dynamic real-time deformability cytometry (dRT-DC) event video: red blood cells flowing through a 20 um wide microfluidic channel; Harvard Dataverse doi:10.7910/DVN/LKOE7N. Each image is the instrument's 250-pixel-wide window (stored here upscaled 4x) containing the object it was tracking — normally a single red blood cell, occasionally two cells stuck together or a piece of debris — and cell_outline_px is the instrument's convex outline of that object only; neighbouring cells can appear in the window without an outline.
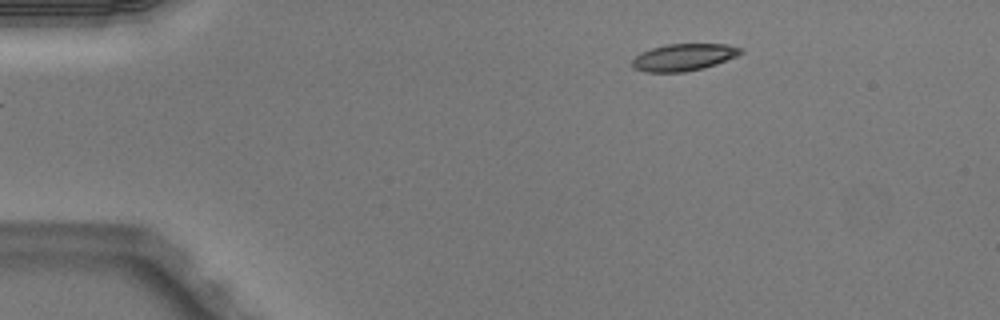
{"species": "Egyptian fruit bat (a non-hibernating species)", "species_latin": "Rousettus aegyptiacus", "temperature_condition": "warm", "stored_images_in_passage": 43, "camera_frame_rate_fps": 3000, "um_per_image_px": 0.085, "animal": {"sex": "male"}, "frame": {"image": 1, "passage_image": 1, "time_ms": 0.0, "image_size_px": [1000, 320], "cell_outline_px": [[744, 52], [736, 56], [716, 64], [704, 68], [684, 72], [644, 72], [632, 68], [632, 60], [640, 52], [652, 48], [668, 44], [724, 44], [744, 48]], "centroid_in_image_um": [58.1, 4.87], "position_along_channel_um": 26.9, "area_um2": 17.17}}
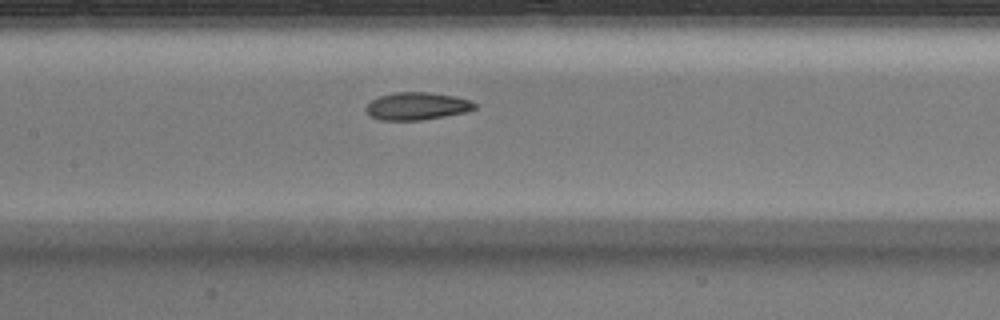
{"frame": {"image": 2, "passage_image": 17, "time_ms": 5.333, "image_size_px": [1000, 320], "cell_outline_px": [[476, 108], [464, 112], [424, 120], [380, 120], [368, 116], [364, 112], [364, 108], [372, 100], [380, 96], [396, 92], [428, 92], [452, 96], [468, 100], [476, 104]], "centroid_in_image_um": [35.37, 9.03], "position_along_channel_um": 172.0, "area_um2": 17.4}}
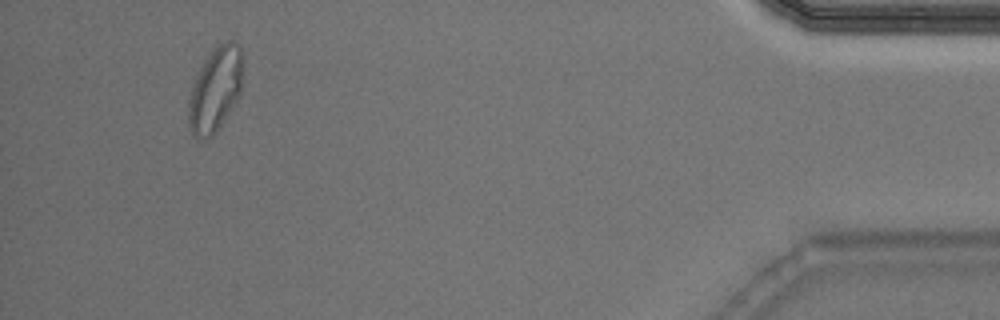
{"frame": {"image": 3, "passage_image": 40, "time_ms": 13.0, "image_size_px": [1000, 320], "cell_outline_px": [[240, 92], [232, 108], [216, 132], [212, 136], [204, 140], [192, 136], [188, 124], [188, 100], [196, 76], [204, 60], [224, 40], [232, 40], [240, 44]], "centroid_in_image_um": [18.25, 7.66], "position_along_channel_um": 416.9, "area_um2": 26.24}, "authors_computed_cell_mechanics": {"area_um2": 18.2648, "velocity_mm_per_s": 4.0372, "shape_relaxation_time_tau1_ms": 4.9792, "shape_relaxation_time_tau2_ms": 2.6716, "deformation_change_tau1": 0.1769, "deformation_change_tau2": 0.0547}}